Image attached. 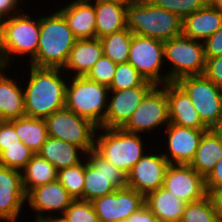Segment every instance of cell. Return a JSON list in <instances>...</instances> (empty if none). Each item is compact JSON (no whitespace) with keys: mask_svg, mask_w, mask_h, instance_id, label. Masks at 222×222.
Returning <instances> with one entry per match:
<instances>
[{"mask_svg":"<svg viewBox=\"0 0 222 222\" xmlns=\"http://www.w3.org/2000/svg\"><path fill=\"white\" fill-rule=\"evenodd\" d=\"M102 55L99 38L76 40L63 71L71 74L69 77L86 76Z\"/></svg>","mask_w":222,"mask_h":222,"instance_id":"cell-23","label":"cell"},{"mask_svg":"<svg viewBox=\"0 0 222 222\" xmlns=\"http://www.w3.org/2000/svg\"><path fill=\"white\" fill-rule=\"evenodd\" d=\"M163 54V41L132 34L128 62L147 81L155 85L167 83V73H164L166 69H163V67L165 68Z\"/></svg>","mask_w":222,"mask_h":222,"instance_id":"cell-12","label":"cell"},{"mask_svg":"<svg viewBox=\"0 0 222 222\" xmlns=\"http://www.w3.org/2000/svg\"><path fill=\"white\" fill-rule=\"evenodd\" d=\"M169 165L160 150L150 151L149 149L126 175L127 186L146 196L163 187Z\"/></svg>","mask_w":222,"mask_h":222,"instance_id":"cell-14","label":"cell"},{"mask_svg":"<svg viewBox=\"0 0 222 222\" xmlns=\"http://www.w3.org/2000/svg\"><path fill=\"white\" fill-rule=\"evenodd\" d=\"M20 142L14 126L9 121H0V153L4 146L19 145Z\"/></svg>","mask_w":222,"mask_h":222,"instance_id":"cell-41","label":"cell"},{"mask_svg":"<svg viewBox=\"0 0 222 222\" xmlns=\"http://www.w3.org/2000/svg\"><path fill=\"white\" fill-rule=\"evenodd\" d=\"M9 122L14 126L21 142L37 154L48 137L46 120L24 116Z\"/></svg>","mask_w":222,"mask_h":222,"instance_id":"cell-29","label":"cell"},{"mask_svg":"<svg viewBox=\"0 0 222 222\" xmlns=\"http://www.w3.org/2000/svg\"><path fill=\"white\" fill-rule=\"evenodd\" d=\"M26 199L21 171L0 165V222H18Z\"/></svg>","mask_w":222,"mask_h":222,"instance_id":"cell-18","label":"cell"},{"mask_svg":"<svg viewBox=\"0 0 222 222\" xmlns=\"http://www.w3.org/2000/svg\"><path fill=\"white\" fill-rule=\"evenodd\" d=\"M95 9V31L96 38H102L126 29V7L105 3L101 1H91Z\"/></svg>","mask_w":222,"mask_h":222,"instance_id":"cell-28","label":"cell"},{"mask_svg":"<svg viewBox=\"0 0 222 222\" xmlns=\"http://www.w3.org/2000/svg\"><path fill=\"white\" fill-rule=\"evenodd\" d=\"M183 19L148 0H135L126 7V27L134 35L167 41L182 34Z\"/></svg>","mask_w":222,"mask_h":222,"instance_id":"cell-4","label":"cell"},{"mask_svg":"<svg viewBox=\"0 0 222 222\" xmlns=\"http://www.w3.org/2000/svg\"><path fill=\"white\" fill-rule=\"evenodd\" d=\"M169 123L166 84L155 85L122 129L144 136L146 132L148 134L154 133V130L156 131L159 127L166 128Z\"/></svg>","mask_w":222,"mask_h":222,"instance_id":"cell-11","label":"cell"},{"mask_svg":"<svg viewBox=\"0 0 222 222\" xmlns=\"http://www.w3.org/2000/svg\"><path fill=\"white\" fill-rule=\"evenodd\" d=\"M204 75L216 86L222 88V55L206 59Z\"/></svg>","mask_w":222,"mask_h":222,"instance_id":"cell-40","label":"cell"},{"mask_svg":"<svg viewBox=\"0 0 222 222\" xmlns=\"http://www.w3.org/2000/svg\"><path fill=\"white\" fill-rule=\"evenodd\" d=\"M50 162L57 170L80 163L86 153L77 145L48 136L37 153Z\"/></svg>","mask_w":222,"mask_h":222,"instance_id":"cell-26","label":"cell"},{"mask_svg":"<svg viewBox=\"0 0 222 222\" xmlns=\"http://www.w3.org/2000/svg\"><path fill=\"white\" fill-rule=\"evenodd\" d=\"M164 129V130H163ZM161 128L167 136L166 151L162 155L170 164H185L189 165L193 160L198 149L201 137L210 129H195L181 127L169 123L166 128Z\"/></svg>","mask_w":222,"mask_h":222,"instance_id":"cell-16","label":"cell"},{"mask_svg":"<svg viewBox=\"0 0 222 222\" xmlns=\"http://www.w3.org/2000/svg\"><path fill=\"white\" fill-rule=\"evenodd\" d=\"M153 87L137 86L125 90H110L105 119L100 127L122 128Z\"/></svg>","mask_w":222,"mask_h":222,"instance_id":"cell-19","label":"cell"},{"mask_svg":"<svg viewBox=\"0 0 222 222\" xmlns=\"http://www.w3.org/2000/svg\"><path fill=\"white\" fill-rule=\"evenodd\" d=\"M3 20L4 19L0 16V37H1V33H2Z\"/></svg>","mask_w":222,"mask_h":222,"instance_id":"cell-50","label":"cell"},{"mask_svg":"<svg viewBox=\"0 0 222 222\" xmlns=\"http://www.w3.org/2000/svg\"><path fill=\"white\" fill-rule=\"evenodd\" d=\"M45 120L48 136L77 145L86 154L94 150L98 126L90 120L66 107L55 111Z\"/></svg>","mask_w":222,"mask_h":222,"instance_id":"cell-9","label":"cell"},{"mask_svg":"<svg viewBox=\"0 0 222 222\" xmlns=\"http://www.w3.org/2000/svg\"><path fill=\"white\" fill-rule=\"evenodd\" d=\"M132 34L126 28L100 38L103 55L109 57L115 64L127 63Z\"/></svg>","mask_w":222,"mask_h":222,"instance_id":"cell-31","label":"cell"},{"mask_svg":"<svg viewBox=\"0 0 222 222\" xmlns=\"http://www.w3.org/2000/svg\"><path fill=\"white\" fill-rule=\"evenodd\" d=\"M221 158L222 139L214 129H210L201 137L198 149L189 165L206 178Z\"/></svg>","mask_w":222,"mask_h":222,"instance_id":"cell-27","label":"cell"},{"mask_svg":"<svg viewBox=\"0 0 222 222\" xmlns=\"http://www.w3.org/2000/svg\"><path fill=\"white\" fill-rule=\"evenodd\" d=\"M137 86H155L147 81L129 62L117 64L109 90H125Z\"/></svg>","mask_w":222,"mask_h":222,"instance_id":"cell-33","label":"cell"},{"mask_svg":"<svg viewBox=\"0 0 222 222\" xmlns=\"http://www.w3.org/2000/svg\"><path fill=\"white\" fill-rule=\"evenodd\" d=\"M116 68L117 64H115L109 57L102 55L87 73L86 77L109 87L113 81Z\"/></svg>","mask_w":222,"mask_h":222,"instance_id":"cell-38","label":"cell"},{"mask_svg":"<svg viewBox=\"0 0 222 222\" xmlns=\"http://www.w3.org/2000/svg\"><path fill=\"white\" fill-rule=\"evenodd\" d=\"M206 191L207 195L211 199L214 211L216 212L219 221L222 222V189Z\"/></svg>","mask_w":222,"mask_h":222,"instance_id":"cell-45","label":"cell"},{"mask_svg":"<svg viewBox=\"0 0 222 222\" xmlns=\"http://www.w3.org/2000/svg\"><path fill=\"white\" fill-rule=\"evenodd\" d=\"M24 4L25 1L23 3L21 0H0V16L3 19H7L13 15L20 14L25 8L24 6H22Z\"/></svg>","mask_w":222,"mask_h":222,"instance_id":"cell-43","label":"cell"},{"mask_svg":"<svg viewBox=\"0 0 222 222\" xmlns=\"http://www.w3.org/2000/svg\"><path fill=\"white\" fill-rule=\"evenodd\" d=\"M163 188L185 203L202 199L207 195L205 178L190 165L170 164L166 170Z\"/></svg>","mask_w":222,"mask_h":222,"instance_id":"cell-17","label":"cell"},{"mask_svg":"<svg viewBox=\"0 0 222 222\" xmlns=\"http://www.w3.org/2000/svg\"><path fill=\"white\" fill-rule=\"evenodd\" d=\"M90 1H101L105 3H112L127 7L129 4L133 3L135 0H90Z\"/></svg>","mask_w":222,"mask_h":222,"instance_id":"cell-46","label":"cell"},{"mask_svg":"<svg viewBox=\"0 0 222 222\" xmlns=\"http://www.w3.org/2000/svg\"><path fill=\"white\" fill-rule=\"evenodd\" d=\"M169 122L181 127L209 129L201 120L187 93L176 83H166Z\"/></svg>","mask_w":222,"mask_h":222,"instance_id":"cell-20","label":"cell"},{"mask_svg":"<svg viewBox=\"0 0 222 222\" xmlns=\"http://www.w3.org/2000/svg\"><path fill=\"white\" fill-rule=\"evenodd\" d=\"M120 222H160L156 216L144 205L139 211L133 213L127 220Z\"/></svg>","mask_w":222,"mask_h":222,"instance_id":"cell-44","label":"cell"},{"mask_svg":"<svg viewBox=\"0 0 222 222\" xmlns=\"http://www.w3.org/2000/svg\"><path fill=\"white\" fill-rule=\"evenodd\" d=\"M25 9L17 15L3 20L0 37V66L10 68L22 56L35 58L40 37V17H32ZM34 18V19H33ZM15 61V62H14Z\"/></svg>","mask_w":222,"mask_h":222,"instance_id":"cell-3","label":"cell"},{"mask_svg":"<svg viewBox=\"0 0 222 222\" xmlns=\"http://www.w3.org/2000/svg\"><path fill=\"white\" fill-rule=\"evenodd\" d=\"M215 132L221 137L222 139V118L217 124V126L214 128Z\"/></svg>","mask_w":222,"mask_h":222,"instance_id":"cell-49","label":"cell"},{"mask_svg":"<svg viewBox=\"0 0 222 222\" xmlns=\"http://www.w3.org/2000/svg\"><path fill=\"white\" fill-rule=\"evenodd\" d=\"M58 10L66 19L77 40L96 37L95 9L90 0H69Z\"/></svg>","mask_w":222,"mask_h":222,"instance_id":"cell-21","label":"cell"},{"mask_svg":"<svg viewBox=\"0 0 222 222\" xmlns=\"http://www.w3.org/2000/svg\"><path fill=\"white\" fill-rule=\"evenodd\" d=\"M176 83L187 93L202 122L214 129L222 118V88L204 74L185 76Z\"/></svg>","mask_w":222,"mask_h":222,"instance_id":"cell-10","label":"cell"},{"mask_svg":"<svg viewBox=\"0 0 222 222\" xmlns=\"http://www.w3.org/2000/svg\"><path fill=\"white\" fill-rule=\"evenodd\" d=\"M151 4L179 15L182 19L209 4V0H148Z\"/></svg>","mask_w":222,"mask_h":222,"instance_id":"cell-36","label":"cell"},{"mask_svg":"<svg viewBox=\"0 0 222 222\" xmlns=\"http://www.w3.org/2000/svg\"><path fill=\"white\" fill-rule=\"evenodd\" d=\"M180 222H220L208 195L187 203Z\"/></svg>","mask_w":222,"mask_h":222,"instance_id":"cell-34","label":"cell"},{"mask_svg":"<svg viewBox=\"0 0 222 222\" xmlns=\"http://www.w3.org/2000/svg\"><path fill=\"white\" fill-rule=\"evenodd\" d=\"M186 205L163 187L145 196V206L160 222H180Z\"/></svg>","mask_w":222,"mask_h":222,"instance_id":"cell-25","label":"cell"},{"mask_svg":"<svg viewBox=\"0 0 222 222\" xmlns=\"http://www.w3.org/2000/svg\"><path fill=\"white\" fill-rule=\"evenodd\" d=\"M209 5L219 9L222 12V0H209Z\"/></svg>","mask_w":222,"mask_h":222,"instance_id":"cell-48","label":"cell"},{"mask_svg":"<svg viewBox=\"0 0 222 222\" xmlns=\"http://www.w3.org/2000/svg\"><path fill=\"white\" fill-rule=\"evenodd\" d=\"M69 222H99L91 201L73 200L63 214Z\"/></svg>","mask_w":222,"mask_h":222,"instance_id":"cell-37","label":"cell"},{"mask_svg":"<svg viewBox=\"0 0 222 222\" xmlns=\"http://www.w3.org/2000/svg\"><path fill=\"white\" fill-rule=\"evenodd\" d=\"M33 155L34 153L23 142L19 145L4 146L0 153V165L21 171Z\"/></svg>","mask_w":222,"mask_h":222,"instance_id":"cell-35","label":"cell"},{"mask_svg":"<svg viewBox=\"0 0 222 222\" xmlns=\"http://www.w3.org/2000/svg\"><path fill=\"white\" fill-rule=\"evenodd\" d=\"M164 63L168 68L167 83L185 76L203 75L206 68L203 42L183 34L164 41Z\"/></svg>","mask_w":222,"mask_h":222,"instance_id":"cell-7","label":"cell"},{"mask_svg":"<svg viewBox=\"0 0 222 222\" xmlns=\"http://www.w3.org/2000/svg\"><path fill=\"white\" fill-rule=\"evenodd\" d=\"M99 222L127 220L145 205V196L126 186L92 201Z\"/></svg>","mask_w":222,"mask_h":222,"instance_id":"cell-13","label":"cell"},{"mask_svg":"<svg viewBox=\"0 0 222 222\" xmlns=\"http://www.w3.org/2000/svg\"><path fill=\"white\" fill-rule=\"evenodd\" d=\"M21 174L23 188L28 195L34 188L57 180L58 170L46 159L34 154Z\"/></svg>","mask_w":222,"mask_h":222,"instance_id":"cell-30","label":"cell"},{"mask_svg":"<svg viewBox=\"0 0 222 222\" xmlns=\"http://www.w3.org/2000/svg\"><path fill=\"white\" fill-rule=\"evenodd\" d=\"M68 82L65 107L100 127L107 111L109 87L86 76L69 77Z\"/></svg>","mask_w":222,"mask_h":222,"instance_id":"cell-6","label":"cell"},{"mask_svg":"<svg viewBox=\"0 0 222 222\" xmlns=\"http://www.w3.org/2000/svg\"><path fill=\"white\" fill-rule=\"evenodd\" d=\"M143 140L141 134L126 132L122 128L98 127L94 150L127 175L148 151Z\"/></svg>","mask_w":222,"mask_h":222,"instance_id":"cell-5","label":"cell"},{"mask_svg":"<svg viewBox=\"0 0 222 222\" xmlns=\"http://www.w3.org/2000/svg\"><path fill=\"white\" fill-rule=\"evenodd\" d=\"M206 190L222 189V158L217 161L214 169L205 178Z\"/></svg>","mask_w":222,"mask_h":222,"instance_id":"cell-42","label":"cell"},{"mask_svg":"<svg viewBox=\"0 0 222 222\" xmlns=\"http://www.w3.org/2000/svg\"><path fill=\"white\" fill-rule=\"evenodd\" d=\"M29 77L22 84L24 90L25 115L46 119L65 107L66 87L69 76L61 68H39L27 65ZM65 75V76H64ZM67 78V79H66Z\"/></svg>","mask_w":222,"mask_h":222,"instance_id":"cell-1","label":"cell"},{"mask_svg":"<svg viewBox=\"0 0 222 222\" xmlns=\"http://www.w3.org/2000/svg\"><path fill=\"white\" fill-rule=\"evenodd\" d=\"M7 70L9 68L0 66V121H10L26 116L24 90L20 83L22 80H19L18 77L17 79L11 78L9 76L11 73H8Z\"/></svg>","mask_w":222,"mask_h":222,"instance_id":"cell-22","label":"cell"},{"mask_svg":"<svg viewBox=\"0 0 222 222\" xmlns=\"http://www.w3.org/2000/svg\"><path fill=\"white\" fill-rule=\"evenodd\" d=\"M73 200L65 187L55 180L34 188L27 195L26 205H29L32 213H36L33 222H42L53 214L63 215Z\"/></svg>","mask_w":222,"mask_h":222,"instance_id":"cell-15","label":"cell"},{"mask_svg":"<svg viewBox=\"0 0 222 222\" xmlns=\"http://www.w3.org/2000/svg\"><path fill=\"white\" fill-rule=\"evenodd\" d=\"M57 180L65 187L74 200H83L84 159L74 166L58 170Z\"/></svg>","mask_w":222,"mask_h":222,"instance_id":"cell-32","label":"cell"},{"mask_svg":"<svg viewBox=\"0 0 222 222\" xmlns=\"http://www.w3.org/2000/svg\"><path fill=\"white\" fill-rule=\"evenodd\" d=\"M222 26V12L211 5L183 18L182 34L204 42Z\"/></svg>","mask_w":222,"mask_h":222,"instance_id":"cell-24","label":"cell"},{"mask_svg":"<svg viewBox=\"0 0 222 222\" xmlns=\"http://www.w3.org/2000/svg\"><path fill=\"white\" fill-rule=\"evenodd\" d=\"M126 175L101 157L95 150L84 158L83 200L93 201L119 188H125Z\"/></svg>","mask_w":222,"mask_h":222,"instance_id":"cell-8","label":"cell"},{"mask_svg":"<svg viewBox=\"0 0 222 222\" xmlns=\"http://www.w3.org/2000/svg\"><path fill=\"white\" fill-rule=\"evenodd\" d=\"M53 11L49 10V15H40L38 51L35 58L27 63L31 66L63 69L77 40L64 16L58 9Z\"/></svg>","mask_w":222,"mask_h":222,"instance_id":"cell-2","label":"cell"},{"mask_svg":"<svg viewBox=\"0 0 222 222\" xmlns=\"http://www.w3.org/2000/svg\"><path fill=\"white\" fill-rule=\"evenodd\" d=\"M42 222H69L68 219L64 215H53L51 217L46 218Z\"/></svg>","mask_w":222,"mask_h":222,"instance_id":"cell-47","label":"cell"},{"mask_svg":"<svg viewBox=\"0 0 222 222\" xmlns=\"http://www.w3.org/2000/svg\"><path fill=\"white\" fill-rule=\"evenodd\" d=\"M205 59L222 55V26L203 42Z\"/></svg>","mask_w":222,"mask_h":222,"instance_id":"cell-39","label":"cell"}]
</instances>
